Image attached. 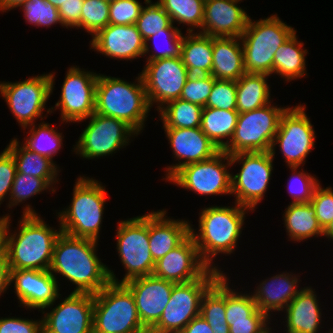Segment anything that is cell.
I'll use <instances>...</instances> for the list:
<instances>
[{
	"instance_id": "6da1fadb",
	"label": "cell",
	"mask_w": 333,
	"mask_h": 333,
	"mask_svg": "<svg viewBox=\"0 0 333 333\" xmlns=\"http://www.w3.org/2000/svg\"><path fill=\"white\" fill-rule=\"evenodd\" d=\"M25 205L17 230L9 228L10 215L5 221L3 253L7 264L10 270H49L55 241L62 232L60 224L58 230L50 227L31 205Z\"/></svg>"
},
{
	"instance_id": "7a4b0ae2",
	"label": "cell",
	"mask_w": 333,
	"mask_h": 333,
	"mask_svg": "<svg viewBox=\"0 0 333 333\" xmlns=\"http://www.w3.org/2000/svg\"><path fill=\"white\" fill-rule=\"evenodd\" d=\"M98 242L61 232L54 244L49 271L56 280L57 275H62L75 285L72 292L98 293L111 282L108 266L97 255Z\"/></svg>"
},
{
	"instance_id": "3957f363",
	"label": "cell",
	"mask_w": 333,
	"mask_h": 333,
	"mask_svg": "<svg viewBox=\"0 0 333 333\" xmlns=\"http://www.w3.org/2000/svg\"><path fill=\"white\" fill-rule=\"evenodd\" d=\"M233 206L204 207L199 213L198 231L190 224V235L196 243L201 260L211 269L223 273L213 260L219 254L231 255L242 234L245 215L252 210L236 202Z\"/></svg>"
},
{
	"instance_id": "277c9868",
	"label": "cell",
	"mask_w": 333,
	"mask_h": 333,
	"mask_svg": "<svg viewBox=\"0 0 333 333\" xmlns=\"http://www.w3.org/2000/svg\"><path fill=\"white\" fill-rule=\"evenodd\" d=\"M129 82L99 73L95 113L123 120L140 134L151 107L141 74L138 73L134 82Z\"/></svg>"
},
{
	"instance_id": "5b68a950",
	"label": "cell",
	"mask_w": 333,
	"mask_h": 333,
	"mask_svg": "<svg viewBox=\"0 0 333 333\" xmlns=\"http://www.w3.org/2000/svg\"><path fill=\"white\" fill-rule=\"evenodd\" d=\"M71 204L56 212L61 231L76 238L100 239L107 191L98 180L79 176L73 188Z\"/></svg>"
},
{
	"instance_id": "8992f818",
	"label": "cell",
	"mask_w": 333,
	"mask_h": 333,
	"mask_svg": "<svg viewBox=\"0 0 333 333\" xmlns=\"http://www.w3.org/2000/svg\"><path fill=\"white\" fill-rule=\"evenodd\" d=\"M285 23L277 13L256 21L249 17L240 37L246 73L268 74L271 77L276 50L296 31Z\"/></svg>"
},
{
	"instance_id": "52a82bcc",
	"label": "cell",
	"mask_w": 333,
	"mask_h": 333,
	"mask_svg": "<svg viewBox=\"0 0 333 333\" xmlns=\"http://www.w3.org/2000/svg\"><path fill=\"white\" fill-rule=\"evenodd\" d=\"M93 333H149L124 283L110 282L94 294Z\"/></svg>"
},
{
	"instance_id": "ba28073f",
	"label": "cell",
	"mask_w": 333,
	"mask_h": 333,
	"mask_svg": "<svg viewBox=\"0 0 333 333\" xmlns=\"http://www.w3.org/2000/svg\"><path fill=\"white\" fill-rule=\"evenodd\" d=\"M117 224L116 249L126 273L119 280L108 267L110 281L125 283L137 277L153 275L156 262L149 247L148 213L120 220Z\"/></svg>"
},
{
	"instance_id": "9c48e42d",
	"label": "cell",
	"mask_w": 333,
	"mask_h": 333,
	"mask_svg": "<svg viewBox=\"0 0 333 333\" xmlns=\"http://www.w3.org/2000/svg\"><path fill=\"white\" fill-rule=\"evenodd\" d=\"M55 77V72H50L23 81H0V95L20 127L35 124L38 118L43 121L52 113L45 105L53 93ZM44 111L47 112L43 116Z\"/></svg>"
},
{
	"instance_id": "30bf717a",
	"label": "cell",
	"mask_w": 333,
	"mask_h": 333,
	"mask_svg": "<svg viewBox=\"0 0 333 333\" xmlns=\"http://www.w3.org/2000/svg\"><path fill=\"white\" fill-rule=\"evenodd\" d=\"M222 274L209 268L197 280L174 283L169 302L149 333H181L193 318L200 315L203 295Z\"/></svg>"
},
{
	"instance_id": "8fae6325",
	"label": "cell",
	"mask_w": 333,
	"mask_h": 333,
	"mask_svg": "<svg viewBox=\"0 0 333 333\" xmlns=\"http://www.w3.org/2000/svg\"><path fill=\"white\" fill-rule=\"evenodd\" d=\"M272 103L273 101L264 107L239 114L234 134L223 151L229 155L270 151L281 116L289 107Z\"/></svg>"
},
{
	"instance_id": "7c38bea8",
	"label": "cell",
	"mask_w": 333,
	"mask_h": 333,
	"mask_svg": "<svg viewBox=\"0 0 333 333\" xmlns=\"http://www.w3.org/2000/svg\"><path fill=\"white\" fill-rule=\"evenodd\" d=\"M230 161L241 165L238 173H231V195L237 204L255 211L269 187L274 158L270 151L240 152L230 155Z\"/></svg>"
},
{
	"instance_id": "4fadbf2b",
	"label": "cell",
	"mask_w": 333,
	"mask_h": 333,
	"mask_svg": "<svg viewBox=\"0 0 333 333\" xmlns=\"http://www.w3.org/2000/svg\"><path fill=\"white\" fill-rule=\"evenodd\" d=\"M88 125L75 142L73 152L82 159H99L104 156H112L119 149L126 148L131 143L130 139L139 135L131 126L120 119L93 113Z\"/></svg>"
},
{
	"instance_id": "5bb4252c",
	"label": "cell",
	"mask_w": 333,
	"mask_h": 333,
	"mask_svg": "<svg viewBox=\"0 0 333 333\" xmlns=\"http://www.w3.org/2000/svg\"><path fill=\"white\" fill-rule=\"evenodd\" d=\"M305 110L306 106L301 103L285 110L270 150L275 158L278 146L288 167H303L316 145L315 130Z\"/></svg>"
},
{
	"instance_id": "9a60e30c",
	"label": "cell",
	"mask_w": 333,
	"mask_h": 333,
	"mask_svg": "<svg viewBox=\"0 0 333 333\" xmlns=\"http://www.w3.org/2000/svg\"><path fill=\"white\" fill-rule=\"evenodd\" d=\"M229 166L230 155L220 150L210 159L180 168L167 182L200 196L231 195Z\"/></svg>"
},
{
	"instance_id": "2e32d148",
	"label": "cell",
	"mask_w": 333,
	"mask_h": 333,
	"mask_svg": "<svg viewBox=\"0 0 333 333\" xmlns=\"http://www.w3.org/2000/svg\"><path fill=\"white\" fill-rule=\"evenodd\" d=\"M98 74L71 65L62 83L60 99L51 107L52 113L60 109L61 123H79L95 113Z\"/></svg>"
},
{
	"instance_id": "e0dca14e",
	"label": "cell",
	"mask_w": 333,
	"mask_h": 333,
	"mask_svg": "<svg viewBox=\"0 0 333 333\" xmlns=\"http://www.w3.org/2000/svg\"><path fill=\"white\" fill-rule=\"evenodd\" d=\"M60 297V303L41 310L42 333H93L94 294L71 292Z\"/></svg>"
},
{
	"instance_id": "ac0fdd59",
	"label": "cell",
	"mask_w": 333,
	"mask_h": 333,
	"mask_svg": "<svg viewBox=\"0 0 333 333\" xmlns=\"http://www.w3.org/2000/svg\"><path fill=\"white\" fill-rule=\"evenodd\" d=\"M150 107L158 111L167 102L179 99L190 75L180 56L146 61L140 72Z\"/></svg>"
},
{
	"instance_id": "d6986e66",
	"label": "cell",
	"mask_w": 333,
	"mask_h": 333,
	"mask_svg": "<svg viewBox=\"0 0 333 333\" xmlns=\"http://www.w3.org/2000/svg\"><path fill=\"white\" fill-rule=\"evenodd\" d=\"M58 281L49 270H10V286L14 284L18 306L30 311H41L58 300Z\"/></svg>"
},
{
	"instance_id": "ffe728a7",
	"label": "cell",
	"mask_w": 333,
	"mask_h": 333,
	"mask_svg": "<svg viewBox=\"0 0 333 333\" xmlns=\"http://www.w3.org/2000/svg\"><path fill=\"white\" fill-rule=\"evenodd\" d=\"M168 139L173 156L178 161L165 167L166 174L163 179L168 181L180 168L212 158L220 150L209 137L196 128H162Z\"/></svg>"
},
{
	"instance_id": "44dd1931",
	"label": "cell",
	"mask_w": 333,
	"mask_h": 333,
	"mask_svg": "<svg viewBox=\"0 0 333 333\" xmlns=\"http://www.w3.org/2000/svg\"><path fill=\"white\" fill-rule=\"evenodd\" d=\"M132 292L142 325L150 331L169 302L174 282L147 275L124 283Z\"/></svg>"
},
{
	"instance_id": "7402d4cb",
	"label": "cell",
	"mask_w": 333,
	"mask_h": 333,
	"mask_svg": "<svg viewBox=\"0 0 333 333\" xmlns=\"http://www.w3.org/2000/svg\"><path fill=\"white\" fill-rule=\"evenodd\" d=\"M208 269L189 235L179 246L156 261L153 275L174 283H185L199 279Z\"/></svg>"
},
{
	"instance_id": "603a6c76",
	"label": "cell",
	"mask_w": 333,
	"mask_h": 333,
	"mask_svg": "<svg viewBox=\"0 0 333 333\" xmlns=\"http://www.w3.org/2000/svg\"><path fill=\"white\" fill-rule=\"evenodd\" d=\"M90 49L113 59L132 61L144 56L145 41L133 25L108 24L90 41Z\"/></svg>"
},
{
	"instance_id": "cb8c5ba5",
	"label": "cell",
	"mask_w": 333,
	"mask_h": 333,
	"mask_svg": "<svg viewBox=\"0 0 333 333\" xmlns=\"http://www.w3.org/2000/svg\"><path fill=\"white\" fill-rule=\"evenodd\" d=\"M238 0H205L204 16L198 33L211 37H241L249 14Z\"/></svg>"
},
{
	"instance_id": "d4e9b609",
	"label": "cell",
	"mask_w": 333,
	"mask_h": 333,
	"mask_svg": "<svg viewBox=\"0 0 333 333\" xmlns=\"http://www.w3.org/2000/svg\"><path fill=\"white\" fill-rule=\"evenodd\" d=\"M299 277V274L285 271L260 281L254 293H250L257 308L270 319L273 312H283L303 289L298 286L301 281Z\"/></svg>"
},
{
	"instance_id": "484cf974",
	"label": "cell",
	"mask_w": 333,
	"mask_h": 333,
	"mask_svg": "<svg viewBox=\"0 0 333 333\" xmlns=\"http://www.w3.org/2000/svg\"><path fill=\"white\" fill-rule=\"evenodd\" d=\"M166 215V209L148 213L149 247L155 262L190 235L189 220L172 219Z\"/></svg>"
},
{
	"instance_id": "4316f807",
	"label": "cell",
	"mask_w": 333,
	"mask_h": 333,
	"mask_svg": "<svg viewBox=\"0 0 333 333\" xmlns=\"http://www.w3.org/2000/svg\"><path fill=\"white\" fill-rule=\"evenodd\" d=\"M304 287L284 309L286 333H319L322 328V309L317 292ZM319 301V302H318Z\"/></svg>"
},
{
	"instance_id": "83f0119b",
	"label": "cell",
	"mask_w": 333,
	"mask_h": 333,
	"mask_svg": "<svg viewBox=\"0 0 333 333\" xmlns=\"http://www.w3.org/2000/svg\"><path fill=\"white\" fill-rule=\"evenodd\" d=\"M245 73L240 37H213L211 75L217 80L237 81Z\"/></svg>"
},
{
	"instance_id": "f1b7e54d",
	"label": "cell",
	"mask_w": 333,
	"mask_h": 333,
	"mask_svg": "<svg viewBox=\"0 0 333 333\" xmlns=\"http://www.w3.org/2000/svg\"><path fill=\"white\" fill-rule=\"evenodd\" d=\"M5 149L13 156L17 173L43 178L56 190L55 185L59 182L57 177L61 171L54 160L29 151L16 137L10 140Z\"/></svg>"
},
{
	"instance_id": "f546056e",
	"label": "cell",
	"mask_w": 333,
	"mask_h": 333,
	"mask_svg": "<svg viewBox=\"0 0 333 333\" xmlns=\"http://www.w3.org/2000/svg\"><path fill=\"white\" fill-rule=\"evenodd\" d=\"M180 57L189 74H211L213 37L198 32H186L181 41Z\"/></svg>"
},
{
	"instance_id": "4dcf8cb0",
	"label": "cell",
	"mask_w": 333,
	"mask_h": 333,
	"mask_svg": "<svg viewBox=\"0 0 333 333\" xmlns=\"http://www.w3.org/2000/svg\"><path fill=\"white\" fill-rule=\"evenodd\" d=\"M303 41H298L297 31L282 44L274 54L273 72L283 78L286 83L307 75L306 55Z\"/></svg>"
},
{
	"instance_id": "1f68e13d",
	"label": "cell",
	"mask_w": 333,
	"mask_h": 333,
	"mask_svg": "<svg viewBox=\"0 0 333 333\" xmlns=\"http://www.w3.org/2000/svg\"><path fill=\"white\" fill-rule=\"evenodd\" d=\"M286 234L291 242H303L312 237H323L324 230L319 225L311 203H289L283 214Z\"/></svg>"
},
{
	"instance_id": "d6a6232c",
	"label": "cell",
	"mask_w": 333,
	"mask_h": 333,
	"mask_svg": "<svg viewBox=\"0 0 333 333\" xmlns=\"http://www.w3.org/2000/svg\"><path fill=\"white\" fill-rule=\"evenodd\" d=\"M270 75L245 73L236 81V106L239 114L252 111L271 103V89L267 80Z\"/></svg>"
},
{
	"instance_id": "836d02e7",
	"label": "cell",
	"mask_w": 333,
	"mask_h": 333,
	"mask_svg": "<svg viewBox=\"0 0 333 333\" xmlns=\"http://www.w3.org/2000/svg\"><path fill=\"white\" fill-rule=\"evenodd\" d=\"M238 116L237 110L203 107L200 129L219 150H223L234 134Z\"/></svg>"
},
{
	"instance_id": "e575fe53",
	"label": "cell",
	"mask_w": 333,
	"mask_h": 333,
	"mask_svg": "<svg viewBox=\"0 0 333 333\" xmlns=\"http://www.w3.org/2000/svg\"><path fill=\"white\" fill-rule=\"evenodd\" d=\"M225 309V273L206 291L201 300L200 315L213 333H229Z\"/></svg>"
},
{
	"instance_id": "d590c367",
	"label": "cell",
	"mask_w": 333,
	"mask_h": 333,
	"mask_svg": "<svg viewBox=\"0 0 333 333\" xmlns=\"http://www.w3.org/2000/svg\"><path fill=\"white\" fill-rule=\"evenodd\" d=\"M37 125L32 124L23 128V130L28 129L29 131L25 132L27 135L21 144L31 152L53 160V157L59 153L58 151L64 147L63 133L44 121Z\"/></svg>"
},
{
	"instance_id": "8d00e7d4",
	"label": "cell",
	"mask_w": 333,
	"mask_h": 333,
	"mask_svg": "<svg viewBox=\"0 0 333 333\" xmlns=\"http://www.w3.org/2000/svg\"><path fill=\"white\" fill-rule=\"evenodd\" d=\"M203 107L181 98L167 102L158 110L163 128H196L201 125Z\"/></svg>"
},
{
	"instance_id": "74e56055",
	"label": "cell",
	"mask_w": 333,
	"mask_h": 333,
	"mask_svg": "<svg viewBox=\"0 0 333 333\" xmlns=\"http://www.w3.org/2000/svg\"><path fill=\"white\" fill-rule=\"evenodd\" d=\"M170 16L172 23L187 25L188 33L199 32L202 27L205 0H157ZM196 28V29H195Z\"/></svg>"
},
{
	"instance_id": "f35d334b",
	"label": "cell",
	"mask_w": 333,
	"mask_h": 333,
	"mask_svg": "<svg viewBox=\"0 0 333 333\" xmlns=\"http://www.w3.org/2000/svg\"><path fill=\"white\" fill-rule=\"evenodd\" d=\"M229 276L225 273V309L226 321H248V318H269L257 308V304L250 293L238 292L229 286ZM236 290V291H235Z\"/></svg>"
},
{
	"instance_id": "ab89813d",
	"label": "cell",
	"mask_w": 333,
	"mask_h": 333,
	"mask_svg": "<svg viewBox=\"0 0 333 333\" xmlns=\"http://www.w3.org/2000/svg\"><path fill=\"white\" fill-rule=\"evenodd\" d=\"M182 37L183 33L181 29L177 26L175 27L173 23L168 28L162 29L155 35H152L145 40L144 55H148V57L146 56V61L180 56ZM157 40H159V42L162 41L161 44L164 42L167 47L165 48L163 46V49L160 48L161 45L158 44L159 42L157 43ZM151 41H153L152 44H150ZM150 45H152L153 48Z\"/></svg>"
},
{
	"instance_id": "60d3db41",
	"label": "cell",
	"mask_w": 333,
	"mask_h": 333,
	"mask_svg": "<svg viewBox=\"0 0 333 333\" xmlns=\"http://www.w3.org/2000/svg\"><path fill=\"white\" fill-rule=\"evenodd\" d=\"M49 190V191H48ZM56 192V190L43 178H37L29 174L17 173L12 185V190L9 196L7 209H12L25 203L26 200L33 198L34 195L42 194V192Z\"/></svg>"
},
{
	"instance_id": "b9f144b4",
	"label": "cell",
	"mask_w": 333,
	"mask_h": 333,
	"mask_svg": "<svg viewBox=\"0 0 333 333\" xmlns=\"http://www.w3.org/2000/svg\"><path fill=\"white\" fill-rule=\"evenodd\" d=\"M144 4L146 6H143L135 25L145 41L160 30L168 28L172 24V21L170 16L157 2L144 0Z\"/></svg>"
},
{
	"instance_id": "7bdbcfd3",
	"label": "cell",
	"mask_w": 333,
	"mask_h": 333,
	"mask_svg": "<svg viewBox=\"0 0 333 333\" xmlns=\"http://www.w3.org/2000/svg\"><path fill=\"white\" fill-rule=\"evenodd\" d=\"M25 22L34 27H47L61 23L58 9L46 0H28L20 6Z\"/></svg>"
},
{
	"instance_id": "ee69618b",
	"label": "cell",
	"mask_w": 333,
	"mask_h": 333,
	"mask_svg": "<svg viewBox=\"0 0 333 333\" xmlns=\"http://www.w3.org/2000/svg\"><path fill=\"white\" fill-rule=\"evenodd\" d=\"M110 2L107 0H84L81 12V29L94 37L109 24Z\"/></svg>"
},
{
	"instance_id": "f6af8a7d",
	"label": "cell",
	"mask_w": 333,
	"mask_h": 333,
	"mask_svg": "<svg viewBox=\"0 0 333 333\" xmlns=\"http://www.w3.org/2000/svg\"><path fill=\"white\" fill-rule=\"evenodd\" d=\"M289 169L292 174L287 183V190L292 198L291 203H309L315 187L320 183L319 180L315 175L305 172L302 167H289Z\"/></svg>"
},
{
	"instance_id": "bcb514c9",
	"label": "cell",
	"mask_w": 333,
	"mask_h": 333,
	"mask_svg": "<svg viewBox=\"0 0 333 333\" xmlns=\"http://www.w3.org/2000/svg\"><path fill=\"white\" fill-rule=\"evenodd\" d=\"M215 80L211 74H190L182 89L180 98L205 107Z\"/></svg>"
},
{
	"instance_id": "7dc6e473",
	"label": "cell",
	"mask_w": 333,
	"mask_h": 333,
	"mask_svg": "<svg viewBox=\"0 0 333 333\" xmlns=\"http://www.w3.org/2000/svg\"><path fill=\"white\" fill-rule=\"evenodd\" d=\"M236 81L215 80L205 107L237 110Z\"/></svg>"
},
{
	"instance_id": "c3c4849f",
	"label": "cell",
	"mask_w": 333,
	"mask_h": 333,
	"mask_svg": "<svg viewBox=\"0 0 333 333\" xmlns=\"http://www.w3.org/2000/svg\"><path fill=\"white\" fill-rule=\"evenodd\" d=\"M143 8L139 0H116L110 2L109 24L133 25Z\"/></svg>"
},
{
	"instance_id": "681fc988",
	"label": "cell",
	"mask_w": 333,
	"mask_h": 333,
	"mask_svg": "<svg viewBox=\"0 0 333 333\" xmlns=\"http://www.w3.org/2000/svg\"><path fill=\"white\" fill-rule=\"evenodd\" d=\"M310 203L315 209L319 225L325 230L333 220V188H322L319 183L314 189Z\"/></svg>"
},
{
	"instance_id": "f907efd6",
	"label": "cell",
	"mask_w": 333,
	"mask_h": 333,
	"mask_svg": "<svg viewBox=\"0 0 333 333\" xmlns=\"http://www.w3.org/2000/svg\"><path fill=\"white\" fill-rule=\"evenodd\" d=\"M16 172L13 156L4 149L0 153V206L5 198L9 200Z\"/></svg>"
},
{
	"instance_id": "816d5d0a",
	"label": "cell",
	"mask_w": 333,
	"mask_h": 333,
	"mask_svg": "<svg viewBox=\"0 0 333 333\" xmlns=\"http://www.w3.org/2000/svg\"><path fill=\"white\" fill-rule=\"evenodd\" d=\"M0 333H42V318L1 317Z\"/></svg>"
},
{
	"instance_id": "f5cc1de1",
	"label": "cell",
	"mask_w": 333,
	"mask_h": 333,
	"mask_svg": "<svg viewBox=\"0 0 333 333\" xmlns=\"http://www.w3.org/2000/svg\"><path fill=\"white\" fill-rule=\"evenodd\" d=\"M84 0H67L58 8L62 25L65 28L81 29V12Z\"/></svg>"
},
{
	"instance_id": "db71d44e",
	"label": "cell",
	"mask_w": 333,
	"mask_h": 333,
	"mask_svg": "<svg viewBox=\"0 0 333 333\" xmlns=\"http://www.w3.org/2000/svg\"><path fill=\"white\" fill-rule=\"evenodd\" d=\"M270 318H248V321L229 322V333H264L271 324Z\"/></svg>"
},
{
	"instance_id": "11a10c76",
	"label": "cell",
	"mask_w": 333,
	"mask_h": 333,
	"mask_svg": "<svg viewBox=\"0 0 333 333\" xmlns=\"http://www.w3.org/2000/svg\"><path fill=\"white\" fill-rule=\"evenodd\" d=\"M181 333H213L211 326L199 315L193 318L182 330Z\"/></svg>"
},
{
	"instance_id": "9f6ffc18",
	"label": "cell",
	"mask_w": 333,
	"mask_h": 333,
	"mask_svg": "<svg viewBox=\"0 0 333 333\" xmlns=\"http://www.w3.org/2000/svg\"><path fill=\"white\" fill-rule=\"evenodd\" d=\"M10 286V268L7 264L4 253L0 255V297L9 290Z\"/></svg>"
},
{
	"instance_id": "6f0895ef",
	"label": "cell",
	"mask_w": 333,
	"mask_h": 333,
	"mask_svg": "<svg viewBox=\"0 0 333 333\" xmlns=\"http://www.w3.org/2000/svg\"><path fill=\"white\" fill-rule=\"evenodd\" d=\"M28 0H0V12L4 13L20 7Z\"/></svg>"
},
{
	"instance_id": "680465c9",
	"label": "cell",
	"mask_w": 333,
	"mask_h": 333,
	"mask_svg": "<svg viewBox=\"0 0 333 333\" xmlns=\"http://www.w3.org/2000/svg\"><path fill=\"white\" fill-rule=\"evenodd\" d=\"M324 236L327 237V239L333 241V220L329 224V226L324 230Z\"/></svg>"
},
{
	"instance_id": "91938a15",
	"label": "cell",
	"mask_w": 333,
	"mask_h": 333,
	"mask_svg": "<svg viewBox=\"0 0 333 333\" xmlns=\"http://www.w3.org/2000/svg\"><path fill=\"white\" fill-rule=\"evenodd\" d=\"M47 2L51 3L57 9L64 4L67 0H46Z\"/></svg>"
},
{
	"instance_id": "94428289",
	"label": "cell",
	"mask_w": 333,
	"mask_h": 333,
	"mask_svg": "<svg viewBox=\"0 0 333 333\" xmlns=\"http://www.w3.org/2000/svg\"><path fill=\"white\" fill-rule=\"evenodd\" d=\"M5 227H0V255L3 253V233Z\"/></svg>"
},
{
	"instance_id": "6125c7cd",
	"label": "cell",
	"mask_w": 333,
	"mask_h": 333,
	"mask_svg": "<svg viewBox=\"0 0 333 333\" xmlns=\"http://www.w3.org/2000/svg\"><path fill=\"white\" fill-rule=\"evenodd\" d=\"M10 213L6 214L5 216H1L0 217V227H5V221L7 219V216L9 215Z\"/></svg>"
},
{
	"instance_id": "be15d7a7",
	"label": "cell",
	"mask_w": 333,
	"mask_h": 333,
	"mask_svg": "<svg viewBox=\"0 0 333 333\" xmlns=\"http://www.w3.org/2000/svg\"><path fill=\"white\" fill-rule=\"evenodd\" d=\"M272 327L270 326L264 333H274L273 330L271 329Z\"/></svg>"
},
{
	"instance_id": "e7e4bbea",
	"label": "cell",
	"mask_w": 333,
	"mask_h": 333,
	"mask_svg": "<svg viewBox=\"0 0 333 333\" xmlns=\"http://www.w3.org/2000/svg\"><path fill=\"white\" fill-rule=\"evenodd\" d=\"M326 333H327V332H326ZM328 333H333V328H332L331 330L329 329Z\"/></svg>"
}]
</instances>
